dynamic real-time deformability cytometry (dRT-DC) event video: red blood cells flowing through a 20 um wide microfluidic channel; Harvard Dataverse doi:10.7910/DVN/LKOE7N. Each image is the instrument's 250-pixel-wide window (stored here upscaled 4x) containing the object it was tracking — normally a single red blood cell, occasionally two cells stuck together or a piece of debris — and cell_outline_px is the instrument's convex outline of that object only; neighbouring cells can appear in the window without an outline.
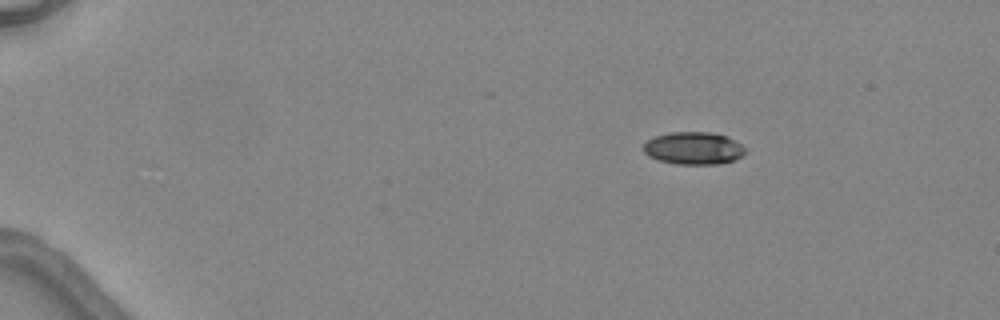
{"species": "common noctule bat (a hibernating species)", "species_latin": "Nyctalus noctula", "temperature_condition": "warm", "stored_images_in_passage": 5, "camera_frame_rate_fps": 3000, "um_per_image_px": 0.085, "animal": {"sex": "female", "body_mass_g": 24.6, "forearm_length_mm": 56.2}, "frame": {"image": 1, "passage_image": 1, "time_ms": 0.0, "image_size_px": [1000, 320], "cell_outline_px": [[744, 152], [736, 160], [716, 164], [676, 164], [656, 160], [648, 156], [644, 152], [644, 144], [648, 140], [656, 136], [668, 132], [708, 132], [728, 136], [740, 144], [744, 148]], "centroid_in_image_um": [58.92, 12.6], "position_along_channel_um": 26.1, "area_um2": 19.25}}